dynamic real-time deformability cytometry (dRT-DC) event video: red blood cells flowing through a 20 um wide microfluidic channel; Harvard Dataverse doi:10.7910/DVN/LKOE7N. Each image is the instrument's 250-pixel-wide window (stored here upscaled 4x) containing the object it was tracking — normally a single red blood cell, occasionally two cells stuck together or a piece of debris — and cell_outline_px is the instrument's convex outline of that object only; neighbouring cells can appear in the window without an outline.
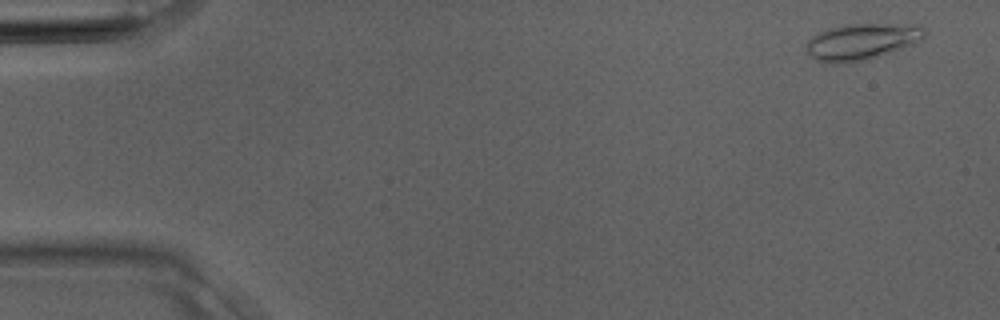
{"species": "Egyptian fruit bat (a non-hibernating species)", "species_latin": "Rousettus aegyptiacus", "temperature_condition": "room temperature", "stored_images_in_passage": 3, "camera_frame_rate_fps": 3000, "um_per_image_px": 0.085, "animal": {"sex": "male"}, "frame": {"image": 1, "passage_image": 1, "time_ms": 0.0, "image_size_px": [1000, 320], "cell_outline_px": [[928, 32], [924, 40], [880, 56], [868, 60], [844, 64], [824, 64], [816, 60], [808, 52], [808, 40], [812, 36], [828, 28], [852, 24], [920, 24]], "centroid_in_image_um": [73.31, 3.55], "position_along_channel_um": 11.7, "area_um2": 25.43}}